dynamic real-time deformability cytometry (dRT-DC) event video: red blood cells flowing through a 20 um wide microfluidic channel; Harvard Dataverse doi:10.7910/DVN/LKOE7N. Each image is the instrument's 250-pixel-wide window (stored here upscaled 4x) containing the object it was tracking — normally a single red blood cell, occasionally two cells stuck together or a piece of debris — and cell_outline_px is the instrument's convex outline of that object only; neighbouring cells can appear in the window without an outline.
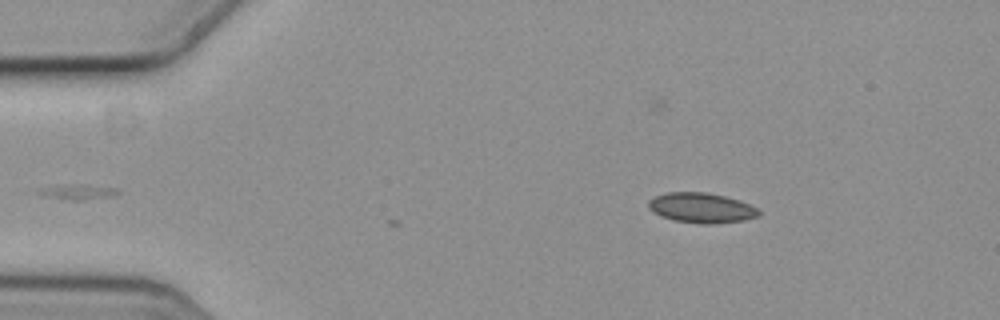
{"species": "common noctule bat (a hibernating species)", "species_latin": "Nyctalus noctula", "temperature_condition": "cold", "stored_images_in_passage": 3, "camera_frame_rate_fps": 3000, "um_per_image_px": 0.085, "animal": {"sex": "female", "body_mass_g": 19.3, "forearm_length_mm": 54.1}, "frame": {"image": 1, "passage_image": 1, "time_ms": 0.0, "image_size_px": [1000, 320], "cell_outline_px": [[760, 216], [744, 220], [716, 224], [700, 224], [672, 220], [660, 216], [652, 212], [648, 208], [648, 200], [656, 196], [668, 192], [704, 192], [724, 196], [740, 200], [756, 208], [760, 212]], "centroid_in_image_um": [59.6, 17.68], "position_along_channel_um": 25.4, "area_um2": 19.48}}